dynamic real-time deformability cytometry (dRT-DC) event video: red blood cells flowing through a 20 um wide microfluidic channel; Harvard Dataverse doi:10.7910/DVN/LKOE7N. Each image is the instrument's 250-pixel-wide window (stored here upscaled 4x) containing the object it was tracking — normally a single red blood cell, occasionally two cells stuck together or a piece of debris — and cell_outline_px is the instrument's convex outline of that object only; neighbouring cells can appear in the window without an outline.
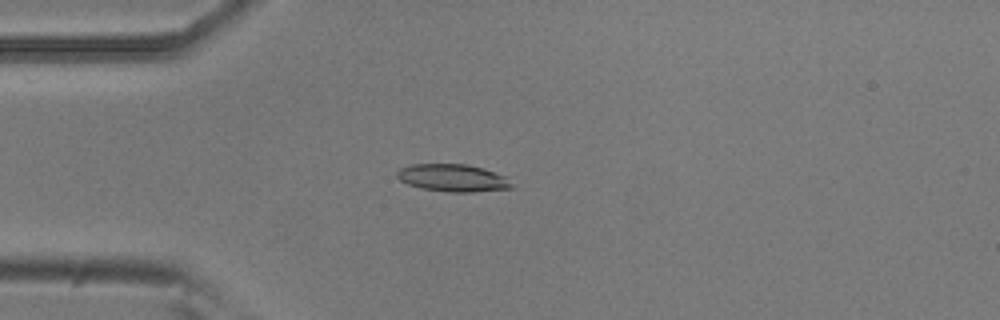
{"species": "common noctule bat (a hibernating species)", "species_latin": "Nyctalus noctula", "temperature_condition": "room temperature", "stored_images_in_passage": 41, "camera_frame_rate_fps": 3000, "um_per_image_px": 0.085, "animal": {"sex": "male", "body_mass_g": 20.5, "forearm_length_mm": 52.5}, "frame": {"image": 1, "passage_image": 9, "time_ms": 2.667, "image_size_px": [1000, 320], "cell_outline_px": [[516, 188], [476, 192], [452, 192], [420, 188], [408, 184], [400, 180], [396, 176], [396, 172], [400, 168], [412, 164], [468, 164], [484, 168], [508, 176]], "centroid_in_image_um": [38.57, 15.12], "position_along_channel_um": 46.4, "area_um2": 18.73}}
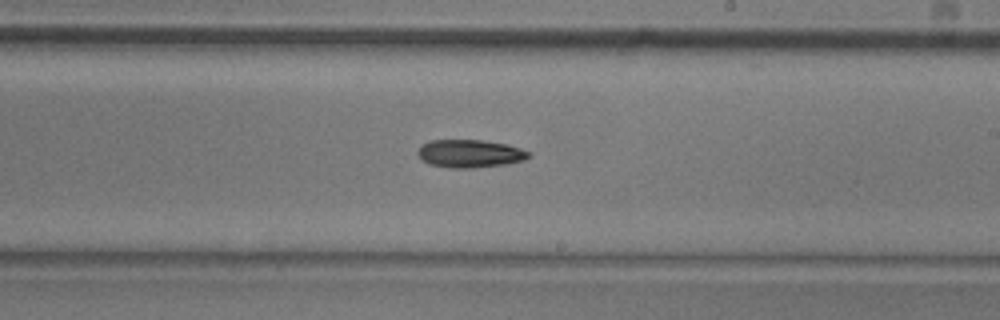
{"frame": {"image": 2, "passage_image": 26, "time_ms": 8.333, "image_size_px": [1000, 320], "cell_outline_px": [[532, 156], [524, 160], [504, 164], [472, 168], [452, 168], [428, 164], [416, 152], [428, 140], [484, 140], [508, 144], [532, 152]], "centroid_in_image_um": [39.99, 13.05], "position_along_channel_um": 249.0, "area_um2": 18.09}}
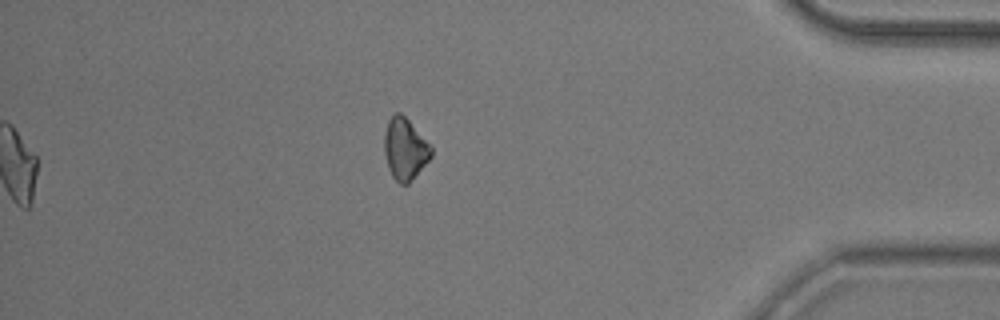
{"frame": {"image": 3, "passage_image": 41, "time_ms": 13.333, "image_size_px": [1000, 320], "cell_outline_px": [[432, 156], [408, 184], [400, 184], [392, 176], [388, 168], [384, 152], [384, 132], [388, 120], [396, 112], [400, 112], [432, 144]], "centroid_in_image_um": [34.43, 12.65], "position_along_channel_um": 400.8, "area_um2": 16.94}, "authors_computed_cell_mechanics": {"area_um2": 17.918, "velocity_mm_per_s": 3.8125, "shape_relaxation_time_tau1_ms": 9.4891, "shape_relaxation_time_tau2_ms": null, "deformation_change_tau1": 0.1495, "deformation_change_tau2": null}}